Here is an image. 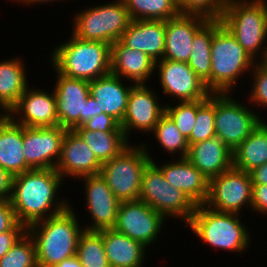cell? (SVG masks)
Listing matches in <instances>:
<instances>
[{
  "mask_svg": "<svg viewBox=\"0 0 267 267\" xmlns=\"http://www.w3.org/2000/svg\"><path fill=\"white\" fill-rule=\"evenodd\" d=\"M64 181L56 169H31L13 176L9 200L17 221L27 228L66 210L70 199L59 194Z\"/></svg>",
  "mask_w": 267,
  "mask_h": 267,
  "instance_id": "obj_1",
  "label": "cell"
},
{
  "mask_svg": "<svg viewBox=\"0 0 267 267\" xmlns=\"http://www.w3.org/2000/svg\"><path fill=\"white\" fill-rule=\"evenodd\" d=\"M74 209L70 199L66 210L27 227L35 244L38 267H53L76 255L77 243L84 228L78 211Z\"/></svg>",
  "mask_w": 267,
  "mask_h": 267,
  "instance_id": "obj_2",
  "label": "cell"
},
{
  "mask_svg": "<svg viewBox=\"0 0 267 267\" xmlns=\"http://www.w3.org/2000/svg\"><path fill=\"white\" fill-rule=\"evenodd\" d=\"M68 37L50 51L49 63L60 74L90 82L111 72L110 44Z\"/></svg>",
  "mask_w": 267,
  "mask_h": 267,
  "instance_id": "obj_3",
  "label": "cell"
},
{
  "mask_svg": "<svg viewBox=\"0 0 267 267\" xmlns=\"http://www.w3.org/2000/svg\"><path fill=\"white\" fill-rule=\"evenodd\" d=\"M244 215L218 212L204 204L196 206L195 213L186 225L189 231L215 250L246 253L252 244V235L248 226L244 225ZM237 252V253H236Z\"/></svg>",
  "mask_w": 267,
  "mask_h": 267,
  "instance_id": "obj_4",
  "label": "cell"
},
{
  "mask_svg": "<svg viewBox=\"0 0 267 267\" xmlns=\"http://www.w3.org/2000/svg\"><path fill=\"white\" fill-rule=\"evenodd\" d=\"M222 24L256 61H267V7L264 0H230Z\"/></svg>",
  "mask_w": 267,
  "mask_h": 267,
  "instance_id": "obj_5",
  "label": "cell"
},
{
  "mask_svg": "<svg viewBox=\"0 0 267 267\" xmlns=\"http://www.w3.org/2000/svg\"><path fill=\"white\" fill-rule=\"evenodd\" d=\"M255 63L233 34L222 25L213 34L211 44V94L237 90V86L242 85L241 80L246 81L243 76H249Z\"/></svg>",
  "mask_w": 267,
  "mask_h": 267,
  "instance_id": "obj_6",
  "label": "cell"
},
{
  "mask_svg": "<svg viewBox=\"0 0 267 267\" xmlns=\"http://www.w3.org/2000/svg\"><path fill=\"white\" fill-rule=\"evenodd\" d=\"M149 146L147 141L132 143L102 164L99 175L120 202L139 200L143 171L154 158Z\"/></svg>",
  "mask_w": 267,
  "mask_h": 267,
  "instance_id": "obj_7",
  "label": "cell"
},
{
  "mask_svg": "<svg viewBox=\"0 0 267 267\" xmlns=\"http://www.w3.org/2000/svg\"><path fill=\"white\" fill-rule=\"evenodd\" d=\"M71 22L74 35L83 40L104 42L112 45L120 40L131 18L123 0L94 4L74 12Z\"/></svg>",
  "mask_w": 267,
  "mask_h": 267,
  "instance_id": "obj_8",
  "label": "cell"
},
{
  "mask_svg": "<svg viewBox=\"0 0 267 267\" xmlns=\"http://www.w3.org/2000/svg\"><path fill=\"white\" fill-rule=\"evenodd\" d=\"M139 200L168 219H179L186 226L196 204L185 193L171 186L161 170L151 161L143 171Z\"/></svg>",
  "mask_w": 267,
  "mask_h": 267,
  "instance_id": "obj_9",
  "label": "cell"
},
{
  "mask_svg": "<svg viewBox=\"0 0 267 267\" xmlns=\"http://www.w3.org/2000/svg\"><path fill=\"white\" fill-rule=\"evenodd\" d=\"M232 97V93L215 94L214 126L216 137L233 152L266 117L261 118L248 101Z\"/></svg>",
  "mask_w": 267,
  "mask_h": 267,
  "instance_id": "obj_10",
  "label": "cell"
},
{
  "mask_svg": "<svg viewBox=\"0 0 267 267\" xmlns=\"http://www.w3.org/2000/svg\"><path fill=\"white\" fill-rule=\"evenodd\" d=\"M252 189L250 173L232 167L209 180L208 197L204 205L218 212L242 215L245 210L251 212Z\"/></svg>",
  "mask_w": 267,
  "mask_h": 267,
  "instance_id": "obj_11",
  "label": "cell"
},
{
  "mask_svg": "<svg viewBox=\"0 0 267 267\" xmlns=\"http://www.w3.org/2000/svg\"><path fill=\"white\" fill-rule=\"evenodd\" d=\"M148 86L149 84H137L129 92L127 110L120 123L124 135L129 141L132 132L145 133L149 136L165 114L166 101H162L157 90H154L155 87Z\"/></svg>",
  "mask_w": 267,
  "mask_h": 267,
  "instance_id": "obj_12",
  "label": "cell"
},
{
  "mask_svg": "<svg viewBox=\"0 0 267 267\" xmlns=\"http://www.w3.org/2000/svg\"><path fill=\"white\" fill-rule=\"evenodd\" d=\"M166 222L167 219L148 204L135 200L120 203L114 229L149 248L159 239Z\"/></svg>",
  "mask_w": 267,
  "mask_h": 267,
  "instance_id": "obj_13",
  "label": "cell"
},
{
  "mask_svg": "<svg viewBox=\"0 0 267 267\" xmlns=\"http://www.w3.org/2000/svg\"><path fill=\"white\" fill-rule=\"evenodd\" d=\"M156 76L160 84L158 87L163 90L162 95L166 96L165 99L168 96L172 102L197 101L211 94L188 63L168 59L157 61L155 62Z\"/></svg>",
  "mask_w": 267,
  "mask_h": 267,
  "instance_id": "obj_14",
  "label": "cell"
},
{
  "mask_svg": "<svg viewBox=\"0 0 267 267\" xmlns=\"http://www.w3.org/2000/svg\"><path fill=\"white\" fill-rule=\"evenodd\" d=\"M84 183V203L90 223H84V230L99 231L114 228L120 201L114 196L106 181L98 174L78 178ZM88 224V225H87Z\"/></svg>",
  "mask_w": 267,
  "mask_h": 267,
  "instance_id": "obj_15",
  "label": "cell"
},
{
  "mask_svg": "<svg viewBox=\"0 0 267 267\" xmlns=\"http://www.w3.org/2000/svg\"><path fill=\"white\" fill-rule=\"evenodd\" d=\"M67 129L23 126L25 162L32 169H55Z\"/></svg>",
  "mask_w": 267,
  "mask_h": 267,
  "instance_id": "obj_16",
  "label": "cell"
},
{
  "mask_svg": "<svg viewBox=\"0 0 267 267\" xmlns=\"http://www.w3.org/2000/svg\"><path fill=\"white\" fill-rule=\"evenodd\" d=\"M57 117L59 126L74 130L85 123V101L90 95L89 81L69 78L60 74L54 67Z\"/></svg>",
  "mask_w": 267,
  "mask_h": 267,
  "instance_id": "obj_17",
  "label": "cell"
},
{
  "mask_svg": "<svg viewBox=\"0 0 267 267\" xmlns=\"http://www.w3.org/2000/svg\"><path fill=\"white\" fill-rule=\"evenodd\" d=\"M30 86L27 87L20 96L18 103L7 115L16 124L27 127H52L59 125L53 89L50 92L49 89L44 90L41 87Z\"/></svg>",
  "mask_w": 267,
  "mask_h": 267,
  "instance_id": "obj_18",
  "label": "cell"
},
{
  "mask_svg": "<svg viewBox=\"0 0 267 267\" xmlns=\"http://www.w3.org/2000/svg\"><path fill=\"white\" fill-rule=\"evenodd\" d=\"M102 164L91 148L75 130H67L63 139L60 157L56 164L57 173L64 179L98 175Z\"/></svg>",
  "mask_w": 267,
  "mask_h": 267,
  "instance_id": "obj_19",
  "label": "cell"
},
{
  "mask_svg": "<svg viewBox=\"0 0 267 267\" xmlns=\"http://www.w3.org/2000/svg\"><path fill=\"white\" fill-rule=\"evenodd\" d=\"M209 20L199 14H179L165 20L163 59L188 63L195 33Z\"/></svg>",
  "mask_w": 267,
  "mask_h": 267,
  "instance_id": "obj_20",
  "label": "cell"
},
{
  "mask_svg": "<svg viewBox=\"0 0 267 267\" xmlns=\"http://www.w3.org/2000/svg\"><path fill=\"white\" fill-rule=\"evenodd\" d=\"M171 159L161 164L154 158L152 162L171 186L182 190L197 206L204 204L208 197V179L187 158Z\"/></svg>",
  "mask_w": 267,
  "mask_h": 267,
  "instance_id": "obj_21",
  "label": "cell"
},
{
  "mask_svg": "<svg viewBox=\"0 0 267 267\" xmlns=\"http://www.w3.org/2000/svg\"><path fill=\"white\" fill-rule=\"evenodd\" d=\"M124 79L108 73L89 82L90 95L98 106V115L102 112L111 115L119 123L123 121L127 110L129 92L135 85L124 83Z\"/></svg>",
  "mask_w": 267,
  "mask_h": 267,
  "instance_id": "obj_22",
  "label": "cell"
},
{
  "mask_svg": "<svg viewBox=\"0 0 267 267\" xmlns=\"http://www.w3.org/2000/svg\"><path fill=\"white\" fill-rule=\"evenodd\" d=\"M111 73L135 85L149 84L148 81L154 80L155 61L146 53L126 47L118 40L111 45Z\"/></svg>",
  "mask_w": 267,
  "mask_h": 267,
  "instance_id": "obj_23",
  "label": "cell"
},
{
  "mask_svg": "<svg viewBox=\"0 0 267 267\" xmlns=\"http://www.w3.org/2000/svg\"><path fill=\"white\" fill-rule=\"evenodd\" d=\"M119 41L146 53L155 62L160 61L165 50V21L131 20Z\"/></svg>",
  "mask_w": 267,
  "mask_h": 267,
  "instance_id": "obj_24",
  "label": "cell"
},
{
  "mask_svg": "<svg viewBox=\"0 0 267 267\" xmlns=\"http://www.w3.org/2000/svg\"><path fill=\"white\" fill-rule=\"evenodd\" d=\"M186 158L208 181L233 167V152L216 136L190 144Z\"/></svg>",
  "mask_w": 267,
  "mask_h": 267,
  "instance_id": "obj_25",
  "label": "cell"
},
{
  "mask_svg": "<svg viewBox=\"0 0 267 267\" xmlns=\"http://www.w3.org/2000/svg\"><path fill=\"white\" fill-rule=\"evenodd\" d=\"M110 267H144L148 248L114 228L98 231Z\"/></svg>",
  "mask_w": 267,
  "mask_h": 267,
  "instance_id": "obj_26",
  "label": "cell"
},
{
  "mask_svg": "<svg viewBox=\"0 0 267 267\" xmlns=\"http://www.w3.org/2000/svg\"><path fill=\"white\" fill-rule=\"evenodd\" d=\"M0 167L12 176L32 169L24 159L23 126L8 115L0 119Z\"/></svg>",
  "mask_w": 267,
  "mask_h": 267,
  "instance_id": "obj_27",
  "label": "cell"
},
{
  "mask_svg": "<svg viewBox=\"0 0 267 267\" xmlns=\"http://www.w3.org/2000/svg\"><path fill=\"white\" fill-rule=\"evenodd\" d=\"M24 61L19 56L0 61V107L7 114L29 86Z\"/></svg>",
  "mask_w": 267,
  "mask_h": 267,
  "instance_id": "obj_28",
  "label": "cell"
},
{
  "mask_svg": "<svg viewBox=\"0 0 267 267\" xmlns=\"http://www.w3.org/2000/svg\"><path fill=\"white\" fill-rule=\"evenodd\" d=\"M221 19H209L196 33L188 65L211 93V44L213 34L222 26Z\"/></svg>",
  "mask_w": 267,
  "mask_h": 267,
  "instance_id": "obj_29",
  "label": "cell"
},
{
  "mask_svg": "<svg viewBox=\"0 0 267 267\" xmlns=\"http://www.w3.org/2000/svg\"><path fill=\"white\" fill-rule=\"evenodd\" d=\"M267 120H262L233 151V167L250 173L267 162Z\"/></svg>",
  "mask_w": 267,
  "mask_h": 267,
  "instance_id": "obj_30",
  "label": "cell"
},
{
  "mask_svg": "<svg viewBox=\"0 0 267 267\" xmlns=\"http://www.w3.org/2000/svg\"><path fill=\"white\" fill-rule=\"evenodd\" d=\"M84 142L91 148L97 160L103 164L118 156L132 144L124 132L91 131L79 126L74 129Z\"/></svg>",
  "mask_w": 267,
  "mask_h": 267,
  "instance_id": "obj_31",
  "label": "cell"
},
{
  "mask_svg": "<svg viewBox=\"0 0 267 267\" xmlns=\"http://www.w3.org/2000/svg\"><path fill=\"white\" fill-rule=\"evenodd\" d=\"M150 135L152 138L154 136V141L159 148L162 147V153H168V156L172 158H178V156L179 158L187 157L189 151L187 138L166 113L160 118Z\"/></svg>",
  "mask_w": 267,
  "mask_h": 267,
  "instance_id": "obj_32",
  "label": "cell"
},
{
  "mask_svg": "<svg viewBox=\"0 0 267 267\" xmlns=\"http://www.w3.org/2000/svg\"><path fill=\"white\" fill-rule=\"evenodd\" d=\"M131 20L165 21L180 14L176 0H123Z\"/></svg>",
  "mask_w": 267,
  "mask_h": 267,
  "instance_id": "obj_33",
  "label": "cell"
},
{
  "mask_svg": "<svg viewBox=\"0 0 267 267\" xmlns=\"http://www.w3.org/2000/svg\"><path fill=\"white\" fill-rule=\"evenodd\" d=\"M76 256L82 267H110L102 235L98 231L84 230L80 234Z\"/></svg>",
  "mask_w": 267,
  "mask_h": 267,
  "instance_id": "obj_34",
  "label": "cell"
},
{
  "mask_svg": "<svg viewBox=\"0 0 267 267\" xmlns=\"http://www.w3.org/2000/svg\"><path fill=\"white\" fill-rule=\"evenodd\" d=\"M215 94L198 100L195 125L187 138L188 145L215 137Z\"/></svg>",
  "mask_w": 267,
  "mask_h": 267,
  "instance_id": "obj_35",
  "label": "cell"
},
{
  "mask_svg": "<svg viewBox=\"0 0 267 267\" xmlns=\"http://www.w3.org/2000/svg\"><path fill=\"white\" fill-rule=\"evenodd\" d=\"M0 267H38L35 244L27 231L0 259Z\"/></svg>",
  "mask_w": 267,
  "mask_h": 267,
  "instance_id": "obj_36",
  "label": "cell"
},
{
  "mask_svg": "<svg viewBox=\"0 0 267 267\" xmlns=\"http://www.w3.org/2000/svg\"><path fill=\"white\" fill-rule=\"evenodd\" d=\"M249 76H251L250 80H252L249 82L251 84H247L250 85V90L246 93L247 97L245 95L242 97L247 98L246 101L253 109L254 107L255 110L258 109L257 113L262 117L263 114L261 115L260 113L262 112L259 111H261L262 107L263 111L267 107V61L256 62Z\"/></svg>",
  "mask_w": 267,
  "mask_h": 267,
  "instance_id": "obj_37",
  "label": "cell"
},
{
  "mask_svg": "<svg viewBox=\"0 0 267 267\" xmlns=\"http://www.w3.org/2000/svg\"><path fill=\"white\" fill-rule=\"evenodd\" d=\"M165 103V113L174 121L180 132L188 138L195 125L198 100Z\"/></svg>",
  "mask_w": 267,
  "mask_h": 267,
  "instance_id": "obj_38",
  "label": "cell"
},
{
  "mask_svg": "<svg viewBox=\"0 0 267 267\" xmlns=\"http://www.w3.org/2000/svg\"><path fill=\"white\" fill-rule=\"evenodd\" d=\"M230 0H176L180 14H199L209 19H221Z\"/></svg>",
  "mask_w": 267,
  "mask_h": 267,
  "instance_id": "obj_39",
  "label": "cell"
},
{
  "mask_svg": "<svg viewBox=\"0 0 267 267\" xmlns=\"http://www.w3.org/2000/svg\"><path fill=\"white\" fill-rule=\"evenodd\" d=\"M84 129L102 132H123L120 123L111 115L104 112L92 117L81 125Z\"/></svg>",
  "mask_w": 267,
  "mask_h": 267,
  "instance_id": "obj_40",
  "label": "cell"
},
{
  "mask_svg": "<svg viewBox=\"0 0 267 267\" xmlns=\"http://www.w3.org/2000/svg\"><path fill=\"white\" fill-rule=\"evenodd\" d=\"M251 213L267 217V185H253Z\"/></svg>",
  "mask_w": 267,
  "mask_h": 267,
  "instance_id": "obj_41",
  "label": "cell"
},
{
  "mask_svg": "<svg viewBox=\"0 0 267 267\" xmlns=\"http://www.w3.org/2000/svg\"><path fill=\"white\" fill-rule=\"evenodd\" d=\"M26 231L27 228L18 222L10 231L0 233V259Z\"/></svg>",
  "mask_w": 267,
  "mask_h": 267,
  "instance_id": "obj_42",
  "label": "cell"
},
{
  "mask_svg": "<svg viewBox=\"0 0 267 267\" xmlns=\"http://www.w3.org/2000/svg\"><path fill=\"white\" fill-rule=\"evenodd\" d=\"M17 223L10 200H0V233L10 231Z\"/></svg>",
  "mask_w": 267,
  "mask_h": 267,
  "instance_id": "obj_43",
  "label": "cell"
},
{
  "mask_svg": "<svg viewBox=\"0 0 267 267\" xmlns=\"http://www.w3.org/2000/svg\"><path fill=\"white\" fill-rule=\"evenodd\" d=\"M13 176L0 167V200H9L12 190Z\"/></svg>",
  "mask_w": 267,
  "mask_h": 267,
  "instance_id": "obj_44",
  "label": "cell"
},
{
  "mask_svg": "<svg viewBox=\"0 0 267 267\" xmlns=\"http://www.w3.org/2000/svg\"><path fill=\"white\" fill-rule=\"evenodd\" d=\"M253 185H267V162L250 172Z\"/></svg>",
  "mask_w": 267,
  "mask_h": 267,
  "instance_id": "obj_45",
  "label": "cell"
},
{
  "mask_svg": "<svg viewBox=\"0 0 267 267\" xmlns=\"http://www.w3.org/2000/svg\"><path fill=\"white\" fill-rule=\"evenodd\" d=\"M98 115V106L95 99L89 95L85 101V122Z\"/></svg>",
  "mask_w": 267,
  "mask_h": 267,
  "instance_id": "obj_46",
  "label": "cell"
},
{
  "mask_svg": "<svg viewBox=\"0 0 267 267\" xmlns=\"http://www.w3.org/2000/svg\"><path fill=\"white\" fill-rule=\"evenodd\" d=\"M9 1H12V2H14V3H16V4L18 3V4H20V6H21V5H23V6H26V5H29V6H30V5H31V6H32L33 4H34L33 6H35V4H36V5H37V4L39 5V4H41V3H42V4H44V3L46 4V3H48V2L54 5L55 1H56V2H58V1L61 2V1H62V3H64L65 0H9ZM66 1H67V0H66ZM68 1H69V0H68ZM73 1H74V0H73ZM25 4H26V5H25Z\"/></svg>",
  "mask_w": 267,
  "mask_h": 267,
  "instance_id": "obj_47",
  "label": "cell"
},
{
  "mask_svg": "<svg viewBox=\"0 0 267 267\" xmlns=\"http://www.w3.org/2000/svg\"><path fill=\"white\" fill-rule=\"evenodd\" d=\"M53 267H82L79 258L75 255L70 258L64 259L62 262L54 265Z\"/></svg>",
  "mask_w": 267,
  "mask_h": 267,
  "instance_id": "obj_48",
  "label": "cell"
},
{
  "mask_svg": "<svg viewBox=\"0 0 267 267\" xmlns=\"http://www.w3.org/2000/svg\"><path fill=\"white\" fill-rule=\"evenodd\" d=\"M7 116V113L0 107V119Z\"/></svg>",
  "mask_w": 267,
  "mask_h": 267,
  "instance_id": "obj_49",
  "label": "cell"
}]
</instances>
